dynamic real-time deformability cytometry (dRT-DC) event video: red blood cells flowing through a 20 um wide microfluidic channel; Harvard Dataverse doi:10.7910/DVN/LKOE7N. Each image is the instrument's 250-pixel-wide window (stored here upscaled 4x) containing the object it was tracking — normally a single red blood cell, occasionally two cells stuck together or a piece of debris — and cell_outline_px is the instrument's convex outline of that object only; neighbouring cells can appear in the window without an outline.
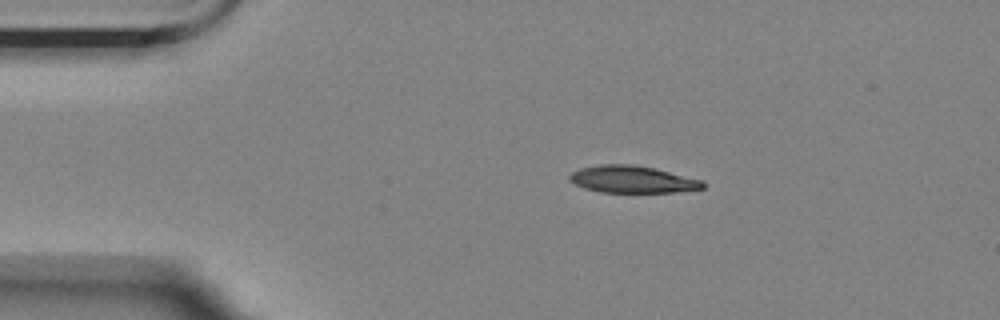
{"species": "Egyptian fruit bat (a non-hibernating species)", "species_latin": "Rousettus aegyptiacus", "temperature_condition": "room temperature", "stored_images_in_passage": 46, "camera_frame_rate_fps": 3000, "um_per_image_px": 0.085, "animal": {"sex": "female"}, "frame": {"image": 1, "passage_image": 1, "time_ms": 0.0, "image_size_px": [1000, 320], "cell_outline_px": [[704, 188], [676, 192], [600, 192], [584, 188], [568, 180], [568, 176], [572, 172], [580, 168], [600, 164], [632, 164], [656, 168], [704, 180]], "centroid_in_image_um": [53.76, 15.24], "position_along_channel_um": 31.2, "area_um2": 21.21}}
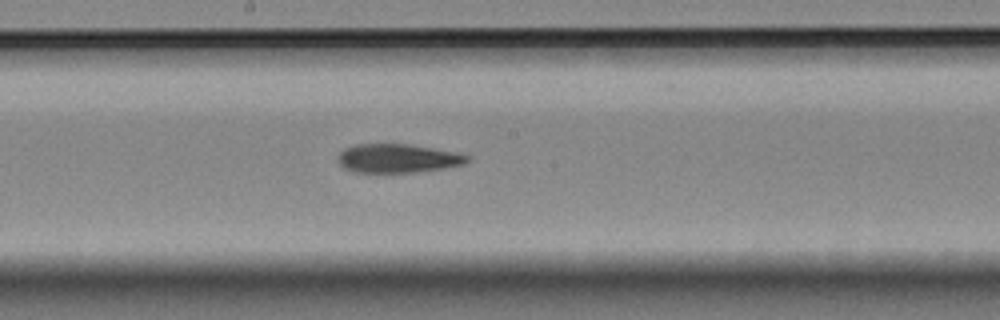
{"frame": {"image": 2, "passage_image": 20, "time_ms": 6.333, "image_size_px": [1000, 320], "cell_outline_px": [[468, 160], [464, 164], [444, 168], [416, 172], [352, 172], [344, 168], [336, 160], [336, 156], [344, 148], [352, 144], [404, 144], [432, 148], [456, 152], [468, 156]], "centroid_in_image_um": [33.73, 13.46], "position_along_channel_um": 214.5, "area_um2": 21.68}}
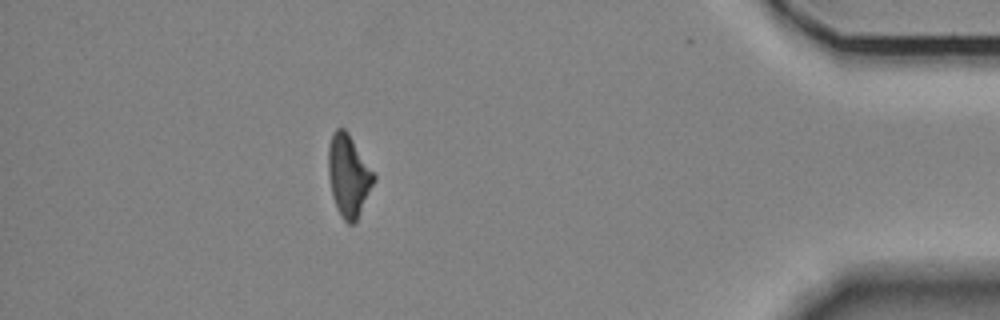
{"frame": {"image": 3, "passage_image": 40, "time_ms": 13.0, "image_size_px": [1000, 320], "cell_outline_px": [[376, 180], [356, 220], [352, 224], [348, 224], [344, 220], [332, 196], [328, 172], [328, 148], [332, 132], [336, 128], [344, 128], [348, 132], [376, 176]], "centroid_in_image_um": [29.62, 14.89], "position_along_channel_um": 405.6, "area_um2": 21.44}, "authors_computed_cell_mechanics": {"area_um2": 22.3686, "velocity_mm_per_s": 3.5816, "shape_relaxation_time_tau1_ms": null, "shape_relaxation_time_tau2_ms": 4.5454, "deformation_change_tau1": null, "deformation_change_tau2": 0.128}}